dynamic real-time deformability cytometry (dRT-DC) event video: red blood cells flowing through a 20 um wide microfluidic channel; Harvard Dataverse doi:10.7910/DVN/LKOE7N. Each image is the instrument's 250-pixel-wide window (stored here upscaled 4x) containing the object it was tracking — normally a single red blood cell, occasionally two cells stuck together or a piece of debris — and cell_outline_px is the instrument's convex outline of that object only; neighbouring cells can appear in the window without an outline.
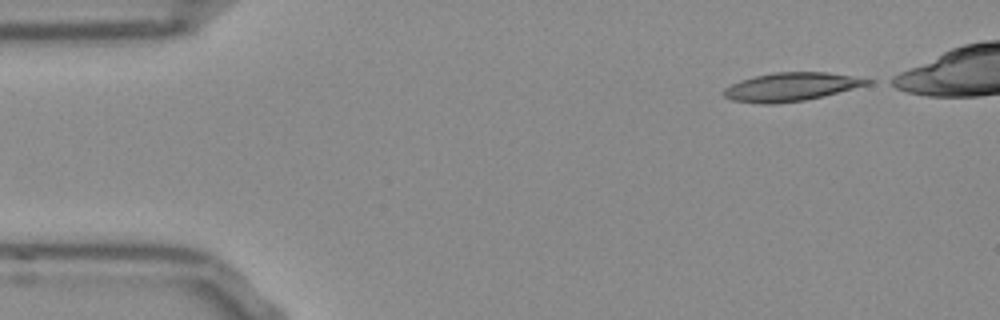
{"species": "Egyptian fruit bat (a non-hibernating species)", "species_latin": "Rousettus aegyptiacus", "temperature_condition": "room temperature", "stored_images_in_passage": 42, "camera_frame_rate_fps": 3000, "um_per_image_px": 0.085, "frame": {"image": 1, "passage_image": 1, "time_ms": 0.0, "image_size_px": [1000, 320], "cell_outline_px": [[876, 80], [872, 84], [824, 96], [804, 100], [776, 104], [760, 104], [732, 100], [724, 96], [720, 92], [724, 88], [740, 80], [772, 72], [828, 72]], "centroid_in_image_um": [67.26, 7.38], "position_along_channel_um": 17.7, "area_um2": 24.04}}
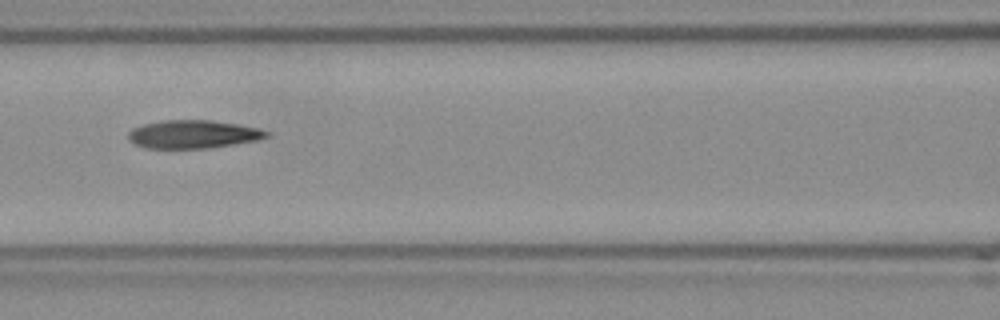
{"frame": {"image": 2, "passage_image": 18, "time_ms": 5.667, "image_size_px": [1000, 320], "cell_outline_px": [[272, 132], [268, 136], [260, 140], [208, 148], [148, 148], [136, 144], [128, 140], [128, 132], [132, 128], [144, 124], [160, 120], [212, 120], [260, 128]], "centroid_in_image_um": [16.44, 11.4], "position_along_channel_um": 150.2, "area_um2": 22.83}}
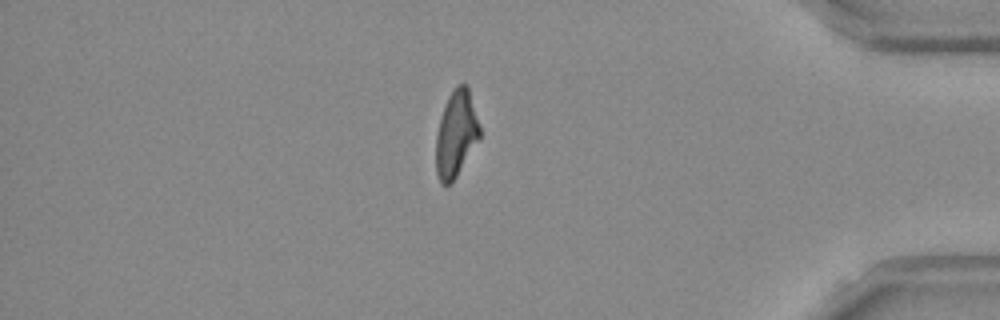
{"frame": {"image": 3, "passage_image": 40, "time_ms": 13.0, "image_size_px": [1000, 320], "cell_outline_px": [[480, 136], [452, 184], [440, 184], [436, 172], [436, 136], [440, 116], [448, 96], [456, 84], [468, 84], [480, 124]], "centroid_in_image_um": [38.76, 11.35], "position_along_channel_um": 396.4, "area_um2": 22.2}, "authors_computed_cell_mechanics": {"area_um2": 23.4379, "velocity_mm_per_s": 3.867, "shape_relaxation_time_tau1_ms": 10.7166, "shape_relaxation_time_tau2_ms": 4.507, "deformation_change_tau1": 0.2929, "deformation_change_tau2": 0.161}}